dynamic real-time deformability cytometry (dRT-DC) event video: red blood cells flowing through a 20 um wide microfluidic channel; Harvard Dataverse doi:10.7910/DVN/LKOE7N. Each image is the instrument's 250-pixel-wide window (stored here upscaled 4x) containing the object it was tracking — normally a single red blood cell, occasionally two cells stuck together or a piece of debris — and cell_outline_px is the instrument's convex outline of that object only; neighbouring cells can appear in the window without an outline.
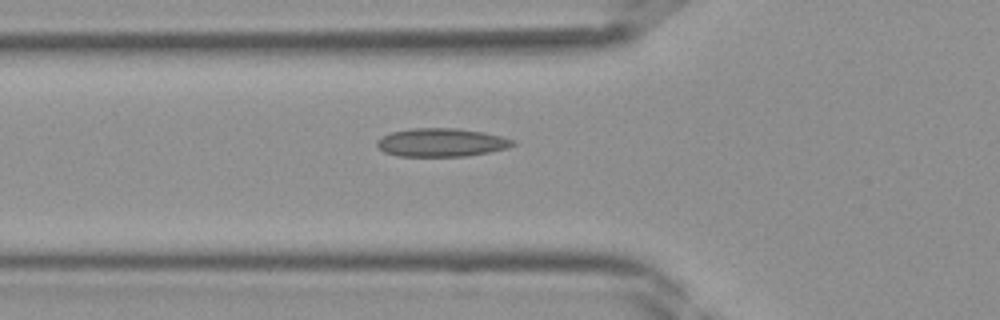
{"species": "Egyptian fruit bat (a non-hibernating species)", "species_latin": "Rousettus aegyptiacus", "temperature_condition": "room temperature", "stored_images_in_passage": 39, "camera_frame_rate_fps": 3000, "um_per_image_px": 0.085, "frame": {"image": 1, "passage_image": 14, "time_ms": 4.333, "image_size_px": [1000, 320], "cell_outline_px": [[516, 144], [508, 148], [468, 156], [396, 156], [384, 152], [376, 144], [376, 140], [392, 132], [412, 128], [456, 128], [484, 132], [516, 140]], "centroid_in_image_um": [37.54, 12.11], "position_along_channel_um": 88.3, "area_um2": 22.48}}
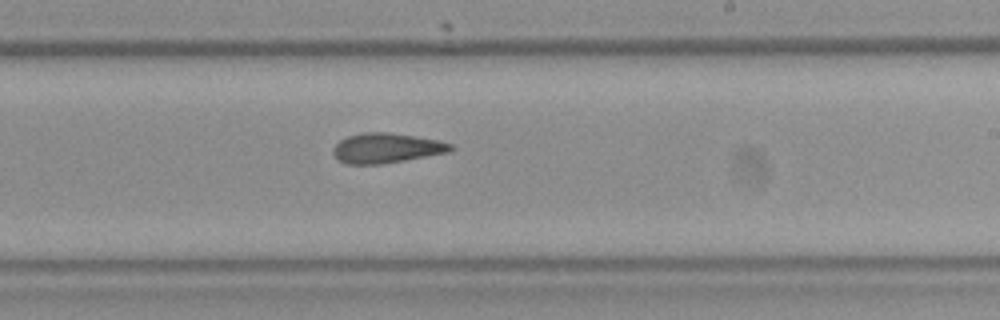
{"frame": {"image": 2, "passage_image": 24, "time_ms": 7.667, "image_size_px": [1000, 320], "cell_outline_px": [[456, 148], [452, 152], [384, 164], [344, 164], [332, 152], [332, 148], [340, 140], [348, 136], [364, 132], [388, 132], [416, 136], [440, 140], [452, 144]], "centroid_in_image_um": [32.91, 12.59], "position_along_channel_um": 256.1, "area_um2": 20.81}}
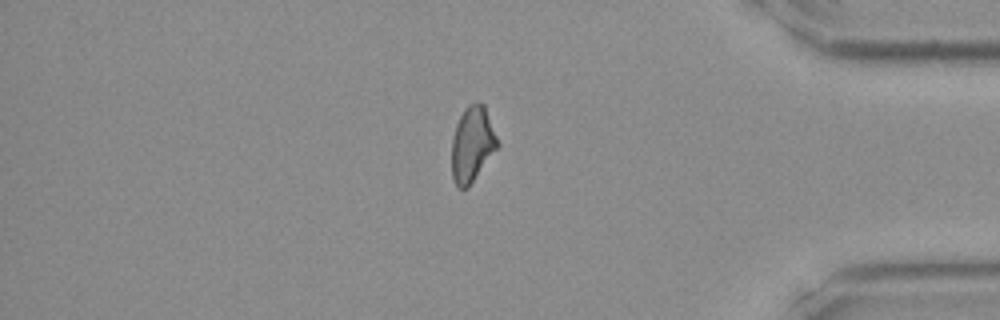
{"frame": {"image": 3, "passage_image": 34, "time_ms": 11.0, "image_size_px": [1000, 320], "cell_outline_px": [[500, 144], [468, 188], [460, 188], [452, 180], [452, 140], [456, 124], [464, 108], [472, 100], [476, 100], [484, 104]], "centroid_in_image_um": [40.14, 12.22], "position_along_channel_um": 395.1, "area_um2": 20.23}}